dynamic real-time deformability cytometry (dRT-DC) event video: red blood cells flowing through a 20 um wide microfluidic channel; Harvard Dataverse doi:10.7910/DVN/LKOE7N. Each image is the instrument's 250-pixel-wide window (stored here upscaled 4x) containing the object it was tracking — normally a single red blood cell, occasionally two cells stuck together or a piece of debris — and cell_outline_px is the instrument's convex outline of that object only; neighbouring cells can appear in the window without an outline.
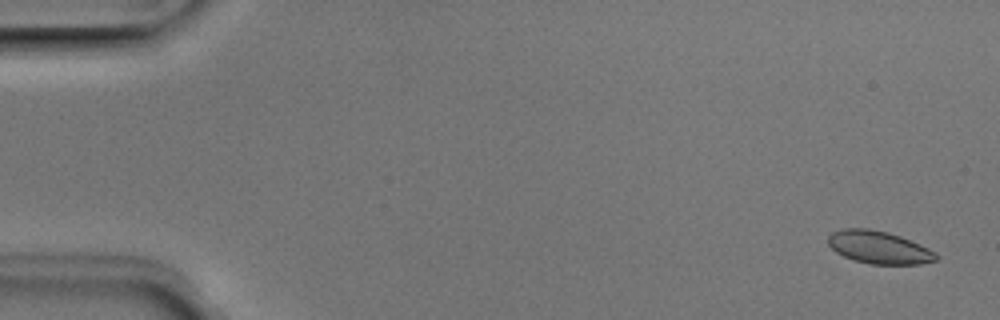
{"species": "Egyptian fruit bat (a non-hibernating species)", "species_latin": "Rousettus aegyptiacus", "temperature_condition": "room temperature", "stored_images_in_passage": 11, "camera_frame_rate_fps": 3000, "um_per_image_px": 0.085, "animal": {"sex": "male"}, "frame": {"image": 1, "passage_image": 2, "time_ms": 0.333, "image_size_px": [1000, 320], "cell_outline_px": [[940, 256], [936, 260], [920, 264], [872, 264], [852, 260], [836, 252], [828, 244], [828, 236], [832, 232], [844, 228], [868, 228], [888, 232], [900, 236], [920, 244], [936, 252]], "centroid_in_image_um": [74.71, 21.02], "position_along_channel_um": 10.3, "area_um2": 20.63}}